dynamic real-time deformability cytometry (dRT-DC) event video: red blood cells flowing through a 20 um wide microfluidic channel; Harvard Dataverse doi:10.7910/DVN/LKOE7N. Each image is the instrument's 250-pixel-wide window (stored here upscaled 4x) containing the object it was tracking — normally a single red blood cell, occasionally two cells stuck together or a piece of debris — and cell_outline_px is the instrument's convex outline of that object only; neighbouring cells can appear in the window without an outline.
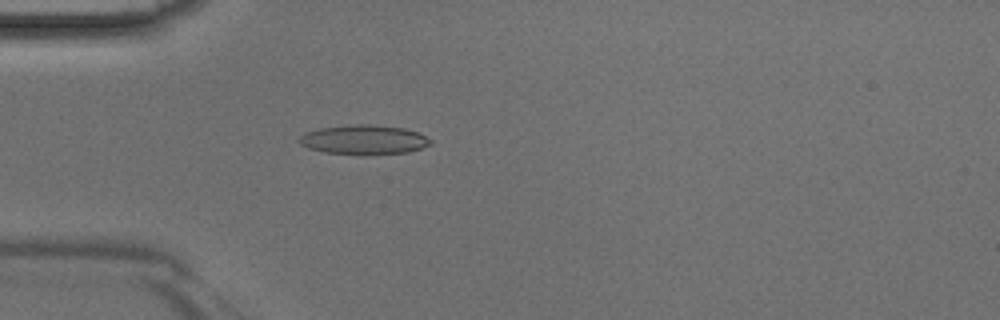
{"species": "Egyptian fruit bat (a non-hibernating species)", "species_latin": "Rousettus aegyptiacus", "temperature_condition": "room temperature", "stored_images_in_passage": 45, "camera_frame_rate_fps": 3000, "um_per_image_px": 0.085, "animal": {"sex": "male"}, "frame": {"image": 1, "passage_image": 13, "time_ms": 4.0, "image_size_px": [1000, 320], "cell_outline_px": [[432, 144], [408, 152], [324, 152], [308, 148], [300, 144], [296, 140], [304, 132], [320, 128], [356, 124], [368, 124], [404, 128], [416, 132], [432, 140]], "centroid_in_image_um": [30.88, 11.83], "position_along_channel_um": 54.1, "area_um2": 21.62}}
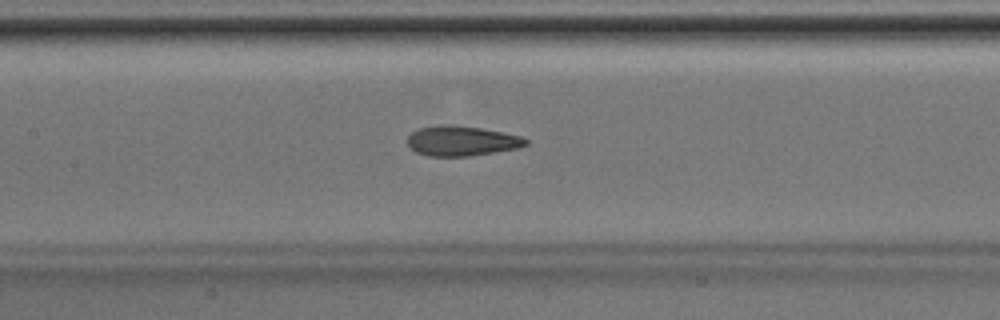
{"frame": {"image": 2, "passage_image": 21, "time_ms": 6.667, "image_size_px": [1000, 320], "cell_outline_px": [[528, 144], [520, 148], [468, 156], [428, 156], [416, 152], [408, 144], [408, 136], [412, 132], [420, 128], [444, 124], [480, 128], [520, 136], [528, 140]], "centroid_in_image_um": [39.25, 11.98], "position_along_channel_um": 168.2, "area_um2": 20.4}}
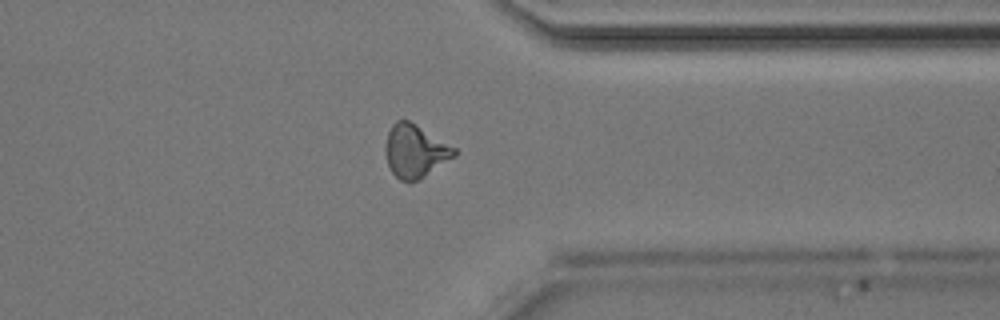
{"frame": {"image": 3, "passage_image": 35, "time_ms": 11.333, "image_size_px": [1000, 320], "cell_outline_px": [[456, 156], [420, 180], [408, 184], [400, 180], [392, 172], [388, 164], [384, 152], [384, 148], [388, 132], [392, 124], [396, 120], [408, 120], [416, 124], [456, 148]], "centroid_in_image_um": [35.27, 12.87], "position_along_channel_um": 376.1, "area_um2": 21.56}}